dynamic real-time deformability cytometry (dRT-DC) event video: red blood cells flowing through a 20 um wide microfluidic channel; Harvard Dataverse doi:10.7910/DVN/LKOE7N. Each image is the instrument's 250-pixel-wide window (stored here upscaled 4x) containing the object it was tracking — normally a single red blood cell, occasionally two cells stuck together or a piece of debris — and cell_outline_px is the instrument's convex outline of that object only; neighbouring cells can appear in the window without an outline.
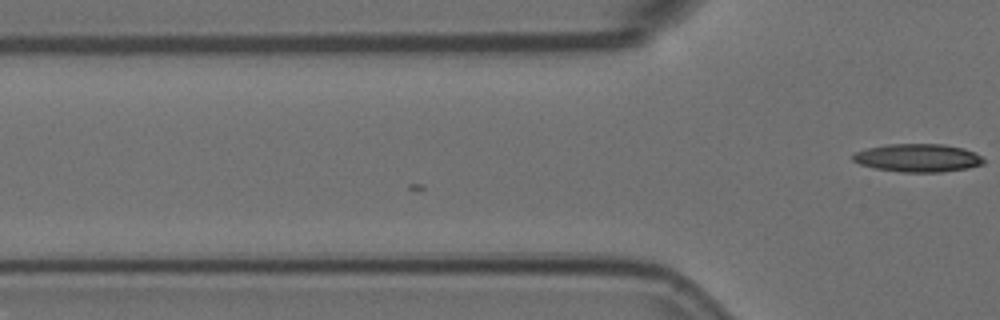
{"species": "Egyptian fruit bat (a non-hibernating species)", "species_latin": "Rousettus aegyptiacus", "temperature_condition": "room temperature", "stored_images_in_passage": 2, "camera_frame_rate_fps": 3000, "um_per_image_px": 0.085, "animal": {"sex": "female"}, "frame": {"image": 1, "passage_image": 2, "time_ms": 0.333, "image_size_px": [1000, 320], "cell_outline_px": [[984, 164], [968, 168], [940, 172], [900, 172], [872, 168], [860, 164], [852, 160], [852, 152], [868, 148], [888, 144], [944, 144], [964, 148], [976, 152], [984, 160]], "centroid_in_image_um": [78.0, 13.42], "position_along_channel_um": 47.8, "area_um2": 21.62}}